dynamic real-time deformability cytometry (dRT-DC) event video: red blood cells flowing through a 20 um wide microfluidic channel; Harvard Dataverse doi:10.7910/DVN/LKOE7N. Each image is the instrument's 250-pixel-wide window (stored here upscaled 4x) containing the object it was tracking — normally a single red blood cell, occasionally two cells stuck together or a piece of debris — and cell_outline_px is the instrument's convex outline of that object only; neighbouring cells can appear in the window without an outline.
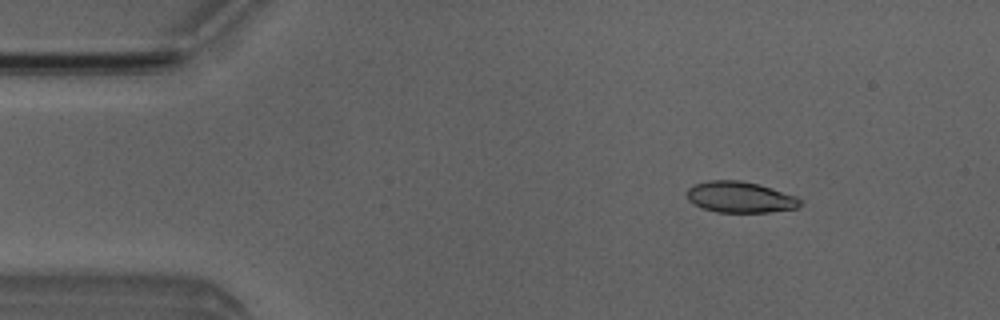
{"species": "Egyptian fruit bat (a non-hibernating species)", "species_latin": "Rousettus aegyptiacus", "temperature_condition": "room temperature", "stored_images_in_passage": 4, "camera_frame_rate_fps": 3000, "um_per_image_px": 0.085, "animal": {"sex": "male"}, "frame": {"image": 1, "passage_image": 2, "time_ms": 1.333, "image_size_px": [1000, 320], "cell_outline_px": [[800, 204], [796, 208], [768, 212], [716, 212], [704, 208], [688, 200], [688, 188], [692, 184], [708, 180], [740, 180], [760, 184], [796, 196], [800, 200]], "centroid_in_image_um": [62.89, 16.74], "position_along_channel_um": 22.1, "area_um2": 20.4}}